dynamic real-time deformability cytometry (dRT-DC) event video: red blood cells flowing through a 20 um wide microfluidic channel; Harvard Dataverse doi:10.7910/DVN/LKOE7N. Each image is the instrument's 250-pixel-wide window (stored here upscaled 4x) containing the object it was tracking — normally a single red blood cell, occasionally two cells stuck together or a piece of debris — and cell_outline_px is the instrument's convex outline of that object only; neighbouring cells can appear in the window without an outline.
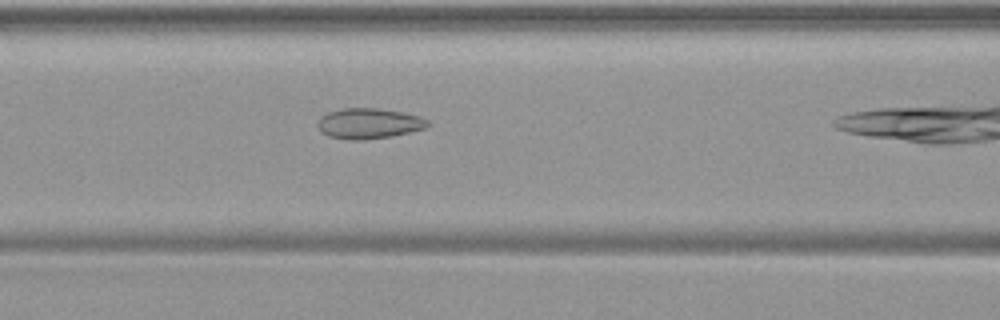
{"species": "common noctule bat (a hibernating species)", "species_latin": "Nyctalus noctula", "temperature_condition": "warm", "stored_images_in_passage": 36, "camera_frame_rate_fps": 3000, "um_per_image_px": 0.085, "animal": {"sex": "female", "body_mass_g": 19.9}, "frame": {"image": 1, "passage_image": 16, "time_ms": 5.0, "image_size_px": [1000, 320], "cell_outline_px": [[432, 124], [428, 128], [392, 136], [364, 140], [348, 140], [328, 136], [320, 132], [316, 124], [320, 116], [328, 112], [344, 108], [376, 108], [404, 112], [420, 116], [428, 120]], "centroid_in_image_um": [31.37, 10.5], "position_along_channel_um": 135.2, "area_um2": 19.94}}
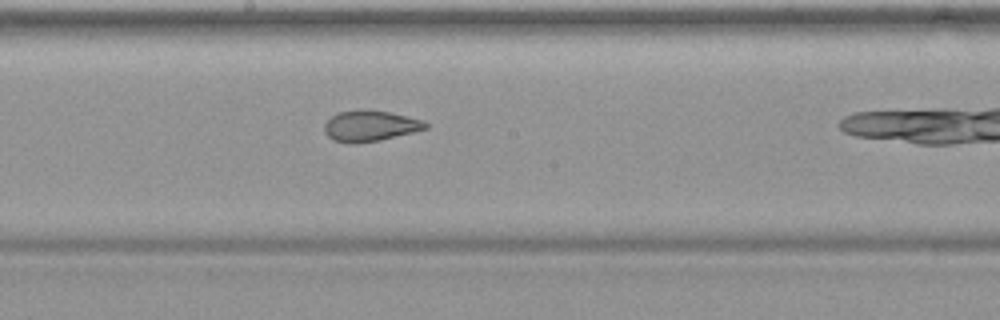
{"frame": {"image": 2, "passage_image": 22, "time_ms": 7.0, "image_size_px": [1000, 320], "cell_outline_px": [[428, 128], [380, 140], [356, 144], [348, 144], [332, 140], [324, 132], [324, 124], [332, 116], [340, 112], [388, 112], [424, 120], [428, 124]], "centroid_in_image_um": [31.45, 10.76], "position_along_channel_um": 216.7, "area_um2": 17.63}}
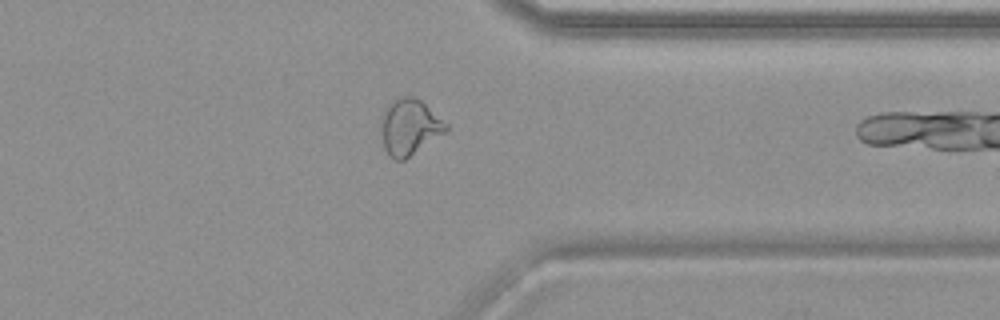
{"frame": {"image": 3, "passage_image": 34, "time_ms": 11.0, "image_size_px": [1000, 320], "cell_outline_px": [[448, 128], [444, 132], [404, 160], [392, 160], [388, 156], [384, 148], [380, 128], [380, 116], [384, 108], [392, 100], [400, 96], [412, 96], [420, 100], [448, 124]], "centroid_in_image_um": [34.73, 10.78], "position_along_channel_um": 376.7, "area_um2": 21.21}}